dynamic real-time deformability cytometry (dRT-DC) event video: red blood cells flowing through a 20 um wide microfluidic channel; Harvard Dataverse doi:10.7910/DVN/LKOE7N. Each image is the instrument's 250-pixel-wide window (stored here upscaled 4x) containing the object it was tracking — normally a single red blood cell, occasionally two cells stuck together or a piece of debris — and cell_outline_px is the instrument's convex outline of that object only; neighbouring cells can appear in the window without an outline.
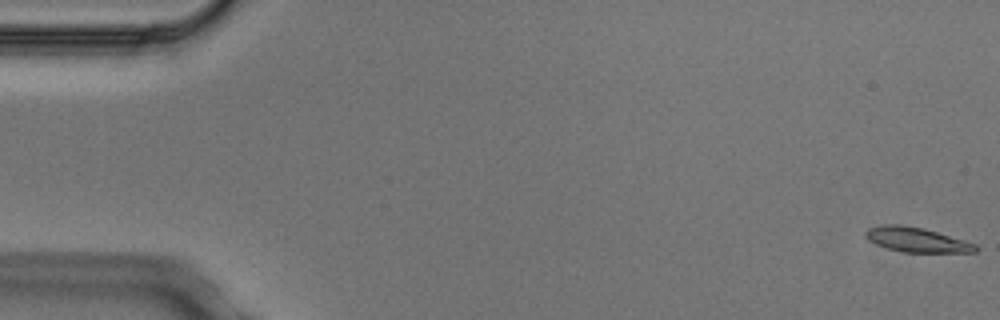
{"species": "Egyptian fruit bat (a non-hibernating species)", "species_latin": "Rousettus aegyptiacus", "temperature_condition": "cold", "stored_images_in_passage": 6, "segment_of_instrument_passage": [2, 2], "camera_frame_rate_fps": 3000, "um_per_image_px": 0.085, "animal": {"sex": "male"}, "frame": {"image": 1, "passage_image": 6, "time_ms": 1.667, "image_size_px": [1000, 320], "cell_outline_px": [[980, 248], [976, 252], [904, 252], [888, 248], [876, 244], [868, 240], [864, 236], [864, 232], [868, 228], [884, 224], [900, 224], [924, 228], [976, 244]], "centroid_in_image_um": [77.89, 20.37], "position_along_channel_um": 7.1, "area_um2": 15.78}}